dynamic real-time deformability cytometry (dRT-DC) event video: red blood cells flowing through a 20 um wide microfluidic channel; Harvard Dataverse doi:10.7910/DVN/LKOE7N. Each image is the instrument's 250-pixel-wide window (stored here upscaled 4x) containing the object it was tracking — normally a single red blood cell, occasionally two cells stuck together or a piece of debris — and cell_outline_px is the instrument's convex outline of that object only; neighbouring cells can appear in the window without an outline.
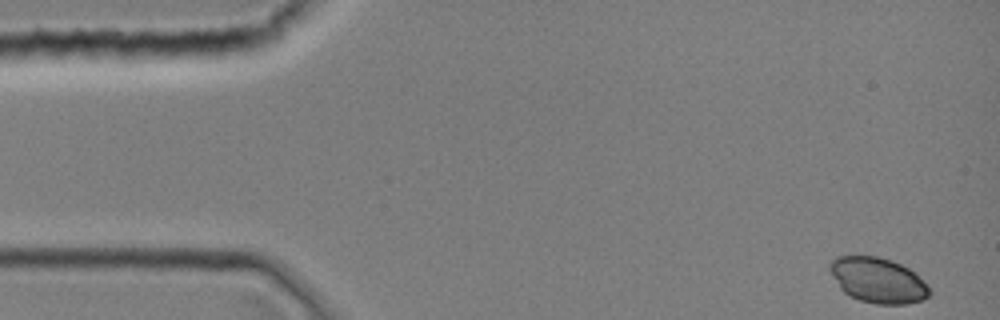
{"species": "common noctule bat (a hibernating species)", "species_latin": "Nyctalus noctula", "temperature_condition": "room temperature", "stored_images_in_passage": 37, "camera_frame_rate_fps": 3000, "um_per_image_px": 0.085, "animal": {"sex": "female", "body_mass_g": 19.0, "forearm_length_mm": 51.5}, "frame": {"image": 1, "passage_image": 1, "time_ms": 0.0, "image_size_px": [1000, 320], "cell_outline_px": [[932, 292], [928, 296], [920, 300], [908, 304], [876, 304], [860, 300], [844, 292], [840, 288], [828, 268], [828, 264], [836, 256], [876, 256], [892, 260], [916, 272]], "centroid_in_image_um": [74.62, 23.81], "position_along_channel_um": 10.4, "area_um2": 26.24}}
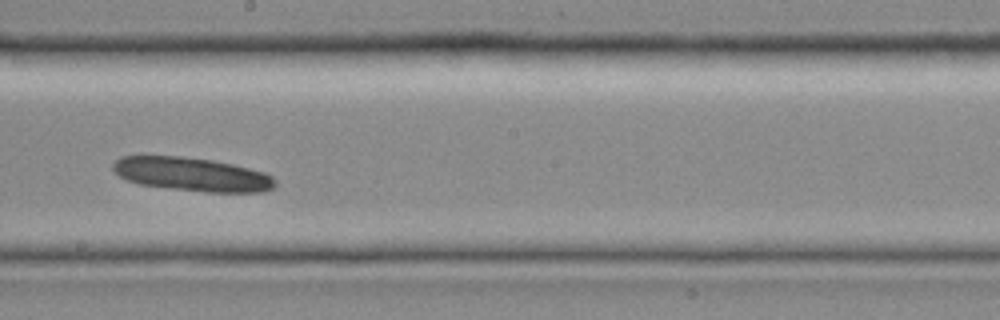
{"frame": {"image": 2, "passage_image": 21, "time_ms": 6.667, "image_size_px": [1000, 320], "cell_outline_px": [[276, 184], [272, 188], [264, 192], [208, 192], [172, 188], [140, 184], [128, 180], [120, 176], [112, 168], [112, 164], [120, 156], [180, 156], [212, 160], [232, 164], [264, 172], [272, 176], [276, 180]], "centroid_in_image_um": [16.34, 14.81], "position_along_channel_um": 231.9, "area_um2": 31.62}}
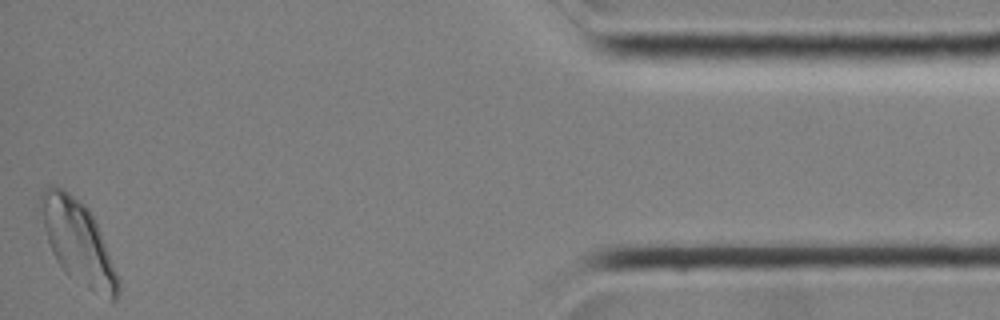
{"frame": {"image": 3, "passage_image": 37, "time_ms": 12.0, "image_size_px": [1000, 320], "cell_outline_px": [[120, 292], [116, 300], [112, 300], [88, 288], [68, 276], [64, 272], [56, 260], [52, 252], [44, 228], [40, 200], [40, 196], [44, 188], [52, 184], [56, 184], [64, 188], [84, 204], [88, 208], [100, 232], [120, 280]], "centroid_in_image_um": [6.63, 20.57], "position_along_channel_um": 428.6, "area_um2": 36.99}}